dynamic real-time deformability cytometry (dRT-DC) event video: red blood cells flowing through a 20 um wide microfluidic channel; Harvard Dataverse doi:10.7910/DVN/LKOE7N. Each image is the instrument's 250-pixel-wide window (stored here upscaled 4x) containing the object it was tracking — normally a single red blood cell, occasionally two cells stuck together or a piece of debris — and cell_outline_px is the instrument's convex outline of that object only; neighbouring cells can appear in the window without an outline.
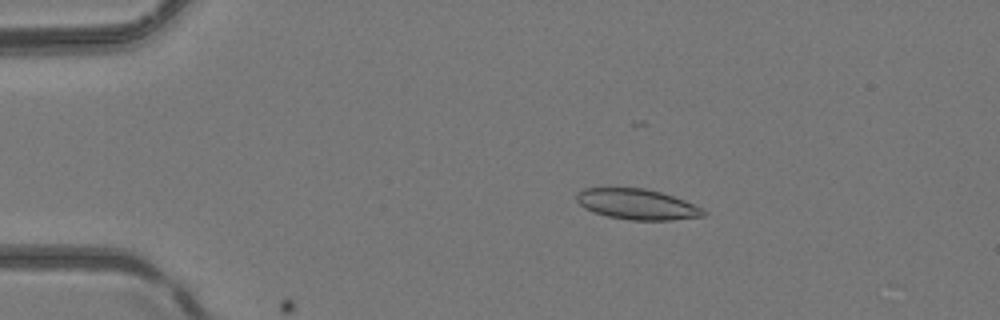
{"species": "common noctule bat (a hibernating species)", "species_latin": "Nyctalus noctula", "temperature_condition": "room temperature", "stored_images_in_passage": 30, "camera_frame_rate_fps": 3000, "um_per_image_px": 0.085, "animal": {"sex": "female", "body_mass_g": 24.6, "forearm_length_mm": 56.2}, "frame": {"image": 1, "passage_image": 10, "time_ms": 3.0, "image_size_px": [1000, 320], "cell_outline_px": [[708, 212], [704, 216], [672, 220], [628, 220], [608, 216], [584, 208], [576, 200], [576, 196], [584, 188], [644, 188], [660, 192], [684, 200]], "centroid_in_image_um": [54.16, 17.37], "position_along_channel_um": 30.8, "area_um2": 22.31}}